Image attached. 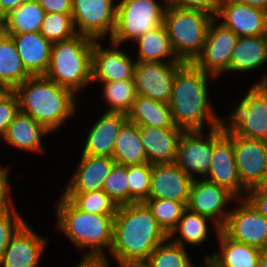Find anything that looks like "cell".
<instances>
[{
	"instance_id": "1",
	"label": "cell",
	"mask_w": 267,
	"mask_h": 267,
	"mask_svg": "<svg viewBox=\"0 0 267 267\" xmlns=\"http://www.w3.org/2000/svg\"><path fill=\"white\" fill-rule=\"evenodd\" d=\"M168 239L144 202L117 207L113 242L108 255L118 267H141L155 248Z\"/></svg>"
},
{
	"instance_id": "2",
	"label": "cell",
	"mask_w": 267,
	"mask_h": 267,
	"mask_svg": "<svg viewBox=\"0 0 267 267\" xmlns=\"http://www.w3.org/2000/svg\"><path fill=\"white\" fill-rule=\"evenodd\" d=\"M210 78L215 77L193 63H185L176 72L168 103L176 126L185 131H205L223 124V117L210 101Z\"/></svg>"
},
{
	"instance_id": "3",
	"label": "cell",
	"mask_w": 267,
	"mask_h": 267,
	"mask_svg": "<svg viewBox=\"0 0 267 267\" xmlns=\"http://www.w3.org/2000/svg\"><path fill=\"white\" fill-rule=\"evenodd\" d=\"M21 112L53 134L78 113L76 94L45 76H31L15 88Z\"/></svg>"
},
{
	"instance_id": "4",
	"label": "cell",
	"mask_w": 267,
	"mask_h": 267,
	"mask_svg": "<svg viewBox=\"0 0 267 267\" xmlns=\"http://www.w3.org/2000/svg\"><path fill=\"white\" fill-rule=\"evenodd\" d=\"M55 203L58 230L68 237L78 250H83L82 256H106V249L109 254L113 242L115 215L83 212L62 194Z\"/></svg>"
},
{
	"instance_id": "5",
	"label": "cell",
	"mask_w": 267,
	"mask_h": 267,
	"mask_svg": "<svg viewBox=\"0 0 267 267\" xmlns=\"http://www.w3.org/2000/svg\"><path fill=\"white\" fill-rule=\"evenodd\" d=\"M93 43V39L80 34L53 43L44 76L79 96V92L92 85Z\"/></svg>"
},
{
	"instance_id": "6",
	"label": "cell",
	"mask_w": 267,
	"mask_h": 267,
	"mask_svg": "<svg viewBox=\"0 0 267 267\" xmlns=\"http://www.w3.org/2000/svg\"><path fill=\"white\" fill-rule=\"evenodd\" d=\"M213 17L191 9L166 7L164 22L176 57L193 63L201 54Z\"/></svg>"
},
{
	"instance_id": "7",
	"label": "cell",
	"mask_w": 267,
	"mask_h": 267,
	"mask_svg": "<svg viewBox=\"0 0 267 267\" xmlns=\"http://www.w3.org/2000/svg\"><path fill=\"white\" fill-rule=\"evenodd\" d=\"M247 91L223 123L234 135L267 141V74Z\"/></svg>"
},
{
	"instance_id": "8",
	"label": "cell",
	"mask_w": 267,
	"mask_h": 267,
	"mask_svg": "<svg viewBox=\"0 0 267 267\" xmlns=\"http://www.w3.org/2000/svg\"><path fill=\"white\" fill-rule=\"evenodd\" d=\"M117 0L116 26L111 41L126 45L164 22L166 0Z\"/></svg>"
},
{
	"instance_id": "9",
	"label": "cell",
	"mask_w": 267,
	"mask_h": 267,
	"mask_svg": "<svg viewBox=\"0 0 267 267\" xmlns=\"http://www.w3.org/2000/svg\"><path fill=\"white\" fill-rule=\"evenodd\" d=\"M225 133L224 123L206 131H185L174 163L192 179L205 178L211 166L214 143Z\"/></svg>"
},
{
	"instance_id": "10",
	"label": "cell",
	"mask_w": 267,
	"mask_h": 267,
	"mask_svg": "<svg viewBox=\"0 0 267 267\" xmlns=\"http://www.w3.org/2000/svg\"><path fill=\"white\" fill-rule=\"evenodd\" d=\"M116 13L115 0H72L76 33L93 40L111 38L116 26Z\"/></svg>"
},
{
	"instance_id": "11",
	"label": "cell",
	"mask_w": 267,
	"mask_h": 267,
	"mask_svg": "<svg viewBox=\"0 0 267 267\" xmlns=\"http://www.w3.org/2000/svg\"><path fill=\"white\" fill-rule=\"evenodd\" d=\"M220 230L230 239L263 249L267 247V218L246 198L237 199Z\"/></svg>"
},
{
	"instance_id": "12",
	"label": "cell",
	"mask_w": 267,
	"mask_h": 267,
	"mask_svg": "<svg viewBox=\"0 0 267 267\" xmlns=\"http://www.w3.org/2000/svg\"><path fill=\"white\" fill-rule=\"evenodd\" d=\"M238 38L231 29L213 18L208 28L203 50L193 64L218 79L222 73L229 72L230 58Z\"/></svg>"
},
{
	"instance_id": "13",
	"label": "cell",
	"mask_w": 267,
	"mask_h": 267,
	"mask_svg": "<svg viewBox=\"0 0 267 267\" xmlns=\"http://www.w3.org/2000/svg\"><path fill=\"white\" fill-rule=\"evenodd\" d=\"M185 64L181 60L166 62L136 61L134 81L137 94L168 104L176 72Z\"/></svg>"
},
{
	"instance_id": "14",
	"label": "cell",
	"mask_w": 267,
	"mask_h": 267,
	"mask_svg": "<svg viewBox=\"0 0 267 267\" xmlns=\"http://www.w3.org/2000/svg\"><path fill=\"white\" fill-rule=\"evenodd\" d=\"M237 173L247 189L267 183V141L233 134Z\"/></svg>"
},
{
	"instance_id": "15",
	"label": "cell",
	"mask_w": 267,
	"mask_h": 267,
	"mask_svg": "<svg viewBox=\"0 0 267 267\" xmlns=\"http://www.w3.org/2000/svg\"><path fill=\"white\" fill-rule=\"evenodd\" d=\"M237 198L227 189L205 178L193 179L186 208L210 218L221 228ZM227 208V209H226Z\"/></svg>"
},
{
	"instance_id": "16",
	"label": "cell",
	"mask_w": 267,
	"mask_h": 267,
	"mask_svg": "<svg viewBox=\"0 0 267 267\" xmlns=\"http://www.w3.org/2000/svg\"><path fill=\"white\" fill-rule=\"evenodd\" d=\"M101 42L104 40H94L93 43L92 82L134 79L136 60L124 52L120 44L110 41L109 46L104 47Z\"/></svg>"
},
{
	"instance_id": "17",
	"label": "cell",
	"mask_w": 267,
	"mask_h": 267,
	"mask_svg": "<svg viewBox=\"0 0 267 267\" xmlns=\"http://www.w3.org/2000/svg\"><path fill=\"white\" fill-rule=\"evenodd\" d=\"M205 179L227 189L237 199H244L247 189L237 173L233 150V133L225 126V133L214 143L211 166Z\"/></svg>"
},
{
	"instance_id": "18",
	"label": "cell",
	"mask_w": 267,
	"mask_h": 267,
	"mask_svg": "<svg viewBox=\"0 0 267 267\" xmlns=\"http://www.w3.org/2000/svg\"><path fill=\"white\" fill-rule=\"evenodd\" d=\"M215 19L238 37L267 35V11L235 0H222Z\"/></svg>"
},
{
	"instance_id": "19",
	"label": "cell",
	"mask_w": 267,
	"mask_h": 267,
	"mask_svg": "<svg viewBox=\"0 0 267 267\" xmlns=\"http://www.w3.org/2000/svg\"><path fill=\"white\" fill-rule=\"evenodd\" d=\"M48 239L35 232L26 222L11 238L0 257V267H39Z\"/></svg>"
},
{
	"instance_id": "20",
	"label": "cell",
	"mask_w": 267,
	"mask_h": 267,
	"mask_svg": "<svg viewBox=\"0 0 267 267\" xmlns=\"http://www.w3.org/2000/svg\"><path fill=\"white\" fill-rule=\"evenodd\" d=\"M192 181L175 163L152 165L148 199L173 200L186 206Z\"/></svg>"
},
{
	"instance_id": "21",
	"label": "cell",
	"mask_w": 267,
	"mask_h": 267,
	"mask_svg": "<svg viewBox=\"0 0 267 267\" xmlns=\"http://www.w3.org/2000/svg\"><path fill=\"white\" fill-rule=\"evenodd\" d=\"M127 121L126 114L102 112L88 128L81 154L112 157L115 139Z\"/></svg>"
},
{
	"instance_id": "22",
	"label": "cell",
	"mask_w": 267,
	"mask_h": 267,
	"mask_svg": "<svg viewBox=\"0 0 267 267\" xmlns=\"http://www.w3.org/2000/svg\"><path fill=\"white\" fill-rule=\"evenodd\" d=\"M115 163V160L109 156L81 154L75 172L61 192L103 190V184Z\"/></svg>"
},
{
	"instance_id": "23",
	"label": "cell",
	"mask_w": 267,
	"mask_h": 267,
	"mask_svg": "<svg viewBox=\"0 0 267 267\" xmlns=\"http://www.w3.org/2000/svg\"><path fill=\"white\" fill-rule=\"evenodd\" d=\"M185 130L176 127H140L143 148L148 163L169 164L174 163L178 144Z\"/></svg>"
},
{
	"instance_id": "24",
	"label": "cell",
	"mask_w": 267,
	"mask_h": 267,
	"mask_svg": "<svg viewBox=\"0 0 267 267\" xmlns=\"http://www.w3.org/2000/svg\"><path fill=\"white\" fill-rule=\"evenodd\" d=\"M44 126L34 120L33 117L20 112L16 119L8 125L7 131L2 136L4 144L9 145L11 148L19 149L22 152H30L37 154L46 153L42 139L47 135L51 136ZM44 137V138H43Z\"/></svg>"
},
{
	"instance_id": "25",
	"label": "cell",
	"mask_w": 267,
	"mask_h": 267,
	"mask_svg": "<svg viewBox=\"0 0 267 267\" xmlns=\"http://www.w3.org/2000/svg\"><path fill=\"white\" fill-rule=\"evenodd\" d=\"M8 35L13 39L26 71L31 76H44L49 66L52 43L40 32Z\"/></svg>"
},
{
	"instance_id": "26",
	"label": "cell",
	"mask_w": 267,
	"mask_h": 267,
	"mask_svg": "<svg viewBox=\"0 0 267 267\" xmlns=\"http://www.w3.org/2000/svg\"><path fill=\"white\" fill-rule=\"evenodd\" d=\"M267 64V35L239 37L233 49L229 72L249 73Z\"/></svg>"
},
{
	"instance_id": "27",
	"label": "cell",
	"mask_w": 267,
	"mask_h": 267,
	"mask_svg": "<svg viewBox=\"0 0 267 267\" xmlns=\"http://www.w3.org/2000/svg\"><path fill=\"white\" fill-rule=\"evenodd\" d=\"M213 223L214 234L218 235L220 228L210 218L192 212L187 208L183 211L177 227L168 238L175 244L185 248L188 246H201L206 242L210 232L209 226Z\"/></svg>"
},
{
	"instance_id": "28",
	"label": "cell",
	"mask_w": 267,
	"mask_h": 267,
	"mask_svg": "<svg viewBox=\"0 0 267 267\" xmlns=\"http://www.w3.org/2000/svg\"><path fill=\"white\" fill-rule=\"evenodd\" d=\"M218 250L212 255L225 267H259L261 249L245 243L234 241L221 230L216 236Z\"/></svg>"
},
{
	"instance_id": "29",
	"label": "cell",
	"mask_w": 267,
	"mask_h": 267,
	"mask_svg": "<svg viewBox=\"0 0 267 267\" xmlns=\"http://www.w3.org/2000/svg\"><path fill=\"white\" fill-rule=\"evenodd\" d=\"M132 43L136 44L138 49L135 58L136 61L166 62L179 60L172 49L170 38L164 24L153 30H148Z\"/></svg>"
},
{
	"instance_id": "30",
	"label": "cell",
	"mask_w": 267,
	"mask_h": 267,
	"mask_svg": "<svg viewBox=\"0 0 267 267\" xmlns=\"http://www.w3.org/2000/svg\"><path fill=\"white\" fill-rule=\"evenodd\" d=\"M128 120L139 127H176L168 104L139 94L128 113Z\"/></svg>"
},
{
	"instance_id": "31",
	"label": "cell",
	"mask_w": 267,
	"mask_h": 267,
	"mask_svg": "<svg viewBox=\"0 0 267 267\" xmlns=\"http://www.w3.org/2000/svg\"><path fill=\"white\" fill-rule=\"evenodd\" d=\"M112 158L117 164L125 166L148 163L138 125L129 120L123 125L115 139Z\"/></svg>"
},
{
	"instance_id": "32",
	"label": "cell",
	"mask_w": 267,
	"mask_h": 267,
	"mask_svg": "<svg viewBox=\"0 0 267 267\" xmlns=\"http://www.w3.org/2000/svg\"><path fill=\"white\" fill-rule=\"evenodd\" d=\"M44 15L38 0H28L4 16L6 34L39 32Z\"/></svg>"
},
{
	"instance_id": "33",
	"label": "cell",
	"mask_w": 267,
	"mask_h": 267,
	"mask_svg": "<svg viewBox=\"0 0 267 267\" xmlns=\"http://www.w3.org/2000/svg\"><path fill=\"white\" fill-rule=\"evenodd\" d=\"M102 86V99L107 104L105 112L123 113L128 115L137 97L134 79L118 80L113 82H92Z\"/></svg>"
},
{
	"instance_id": "34",
	"label": "cell",
	"mask_w": 267,
	"mask_h": 267,
	"mask_svg": "<svg viewBox=\"0 0 267 267\" xmlns=\"http://www.w3.org/2000/svg\"><path fill=\"white\" fill-rule=\"evenodd\" d=\"M31 75L24 68L16 46L10 35L0 38V82L16 88Z\"/></svg>"
},
{
	"instance_id": "35",
	"label": "cell",
	"mask_w": 267,
	"mask_h": 267,
	"mask_svg": "<svg viewBox=\"0 0 267 267\" xmlns=\"http://www.w3.org/2000/svg\"><path fill=\"white\" fill-rule=\"evenodd\" d=\"M187 249L168 238L155 248L141 267H196Z\"/></svg>"
},
{
	"instance_id": "36",
	"label": "cell",
	"mask_w": 267,
	"mask_h": 267,
	"mask_svg": "<svg viewBox=\"0 0 267 267\" xmlns=\"http://www.w3.org/2000/svg\"><path fill=\"white\" fill-rule=\"evenodd\" d=\"M77 209L93 214L115 215L118 205L103 191L62 192Z\"/></svg>"
},
{
	"instance_id": "37",
	"label": "cell",
	"mask_w": 267,
	"mask_h": 267,
	"mask_svg": "<svg viewBox=\"0 0 267 267\" xmlns=\"http://www.w3.org/2000/svg\"><path fill=\"white\" fill-rule=\"evenodd\" d=\"M144 203L168 236L177 227L182 213L186 209L183 203L173 200L147 199Z\"/></svg>"
},
{
	"instance_id": "38",
	"label": "cell",
	"mask_w": 267,
	"mask_h": 267,
	"mask_svg": "<svg viewBox=\"0 0 267 267\" xmlns=\"http://www.w3.org/2000/svg\"><path fill=\"white\" fill-rule=\"evenodd\" d=\"M39 32L52 44L77 35L72 13H45Z\"/></svg>"
},
{
	"instance_id": "39",
	"label": "cell",
	"mask_w": 267,
	"mask_h": 267,
	"mask_svg": "<svg viewBox=\"0 0 267 267\" xmlns=\"http://www.w3.org/2000/svg\"><path fill=\"white\" fill-rule=\"evenodd\" d=\"M152 165L143 163L127 166L129 204L145 202L149 197Z\"/></svg>"
},
{
	"instance_id": "40",
	"label": "cell",
	"mask_w": 267,
	"mask_h": 267,
	"mask_svg": "<svg viewBox=\"0 0 267 267\" xmlns=\"http://www.w3.org/2000/svg\"><path fill=\"white\" fill-rule=\"evenodd\" d=\"M103 191L118 205L129 204L127 166L115 163L107 176Z\"/></svg>"
},
{
	"instance_id": "41",
	"label": "cell",
	"mask_w": 267,
	"mask_h": 267,
	"mask_svg": "<svg viewBox=\"0 0 267 267\" xmlns=\"http://www.w3.org/2000/svg\"><path fill=\"white\" fill-rule=\"evenodd\" d=\"M23 217L15 204L9 210L0 213V257L11 238L27 222Z\"/></svg>"
},
{
	"instance_id": "42",
	"label": "cell",
	"mask_w": 267,
	"mask_h": 267,
	"mask_svg": "<svg viewBox=\"0 0 267 267\" xmlns=\"http://www.w3.org/2000/svg\"><path fill=\"white\" fill-rule=\"evenodd\" d=\"M222 0H166L167 6L199 10L215 18Z\"/></svg>"
},
{
	"instance_id": "43",
	"label": "cell",
	"mask_w": 267,
	"mask_h": 267,
	"mask_svg": "<svg viewBox=\"0 0 267 267\" xmlns=\"http://www.w3.org/2000/svg\"><path fill=\"white\" fill-rule=\"evenodd\" d=\"M20 112L21 108L16 93L5 102L0 103V138L7 131L8 125L16 119Z\"/></svg>"
},
{
	"instance_id": "44",
	"label": "cell",
	"mask_w": 267,
	"mask_h": 267,
	"mask_svg": "<svg viewBox=\"0 0 267 267\" xmlns=\"http://www.w3.org/2000/svg\"><path fill=\"white\" fill-rule=\"evenodd\" d=\"M8 168L9 166L1 167L0 163V213L9 210L14 205Z\"/></svg>"
},
{
	"instance_id": "45",
	"label": "cell",
	"mask_w": 267,
	"mask_h": 267,
	"mask_svg": "<svg viewBox=\"0 0 267 267\" xmlns=\"http://www.w3.org/2000/svg\"><path fill=\"white\" fill-rule=\"evenodd\" d=\"M262 215L267 218V186L251 188L245 197Z\"/></svg>"
},
{
	"instance_id": "46",
	"label": "cell",
	"mask_w": 267,
	"mask_h": 267,
	"mask_svg": "<svg viewBox=\"0 0 267 267\" xmlns=\"http://www.w3.org/2000/svg\"><path fill=\"white\" fill-rule=\"evenodd\" d=\"M45 13H72V0H38Z\"/></svg>"
},
{
	"instance_id": "47",
	"label": "cell",
	"mask_w": 267,
	"mask_h": 267,
	"mask_svg": "<svg viewBox=\"0 0 267 267\" xmlns=\"http://www.w3.org/2000/svg\"><path fill=\"white\" fill-rule=\"evenodd\" d=\"M109 256H82L74 267H111Z\"/></svg>"
},
{
	"instance_id": "48",
	"label": "cell",
	"mask_w": 267,
	"mask_h": 267,
	"mask_svg": "<svg viewBox=\"0 0 267 267\" xmlns=\"http://www.w3.org/2000/svg\"><path fill=\"white\" fill-rule=\"evenodd\" d=\"M28 0H0V15L5 16L12 9L20 6Z\"/></svg>"
},
{
	"instance_id": "49",
	"label": "cell",
	"mask_w": 267,
	"mask_h": 267,
	"mask_svg": "<svg viewBox=\"0 0 267 267\" xmlns=\"http://www.w3.org/2000/svg\"><path fill=\"white\" fill-rule=\"evenodd\" d=\"M15 93V88L5 82H0V103L8 100Z\"/></svg>"
},
{
	"instance_id": "50",
	"label": "cell",
	"mask_w": 267,
	"mask_h": 267,
	"mask_svg": "<svg viewBox=\"0 0 267 267\" xmlns=\"http://www.w3.org/2000/svg\"><path fill=\"white\" fill-rule=\"evenodd\" d=\"M237 2L248 4L254 7H258L261 9L267 10V0H235Z\"/></svg>"
},
{
	"instance_id": "51",
	"label": "cell",
	"mask_w": 267,
	"mask_h": 267,
	"mask_svg": "<svg viewBox=\"0 0 267 267\" xmlns=\"http://www.w3.org/2000/svg\"><path fill=\"white\" fill-rule=\"evenodd\" d=\"M204 264L199 267H225L219 261H217L212 255H205L203 257Z\"/></svg>"
},
{
	"instance_id": "52",
	"label": "cell",
	"mask_w": 267,
	"mask_h": 267,
	"mask_svg": "<svg viewBox=\"0 0 267 267\" xmlns=\"http://www.w3.org/2000/svg\"><path fill=\"white\" fill-rule=\"evenodd\" d=\"M259 267H267V247L261 249Z\"/></svg>"
},
{
	"instance_id": "53",
	"label": "cell",
	"mask_w": 267,
	"mask_h": 267,
	"mask_svg": "<svg viewBox=\"0 0 267 267\" xmlns=\"http://www.w3.org/2000/svg\"><path fill=\"white\" fill-rule=\"evenodd\" d=\"M6 34L5 31V18L4 16L0 15V38Z\"/></svg>"
}]
</instances>
